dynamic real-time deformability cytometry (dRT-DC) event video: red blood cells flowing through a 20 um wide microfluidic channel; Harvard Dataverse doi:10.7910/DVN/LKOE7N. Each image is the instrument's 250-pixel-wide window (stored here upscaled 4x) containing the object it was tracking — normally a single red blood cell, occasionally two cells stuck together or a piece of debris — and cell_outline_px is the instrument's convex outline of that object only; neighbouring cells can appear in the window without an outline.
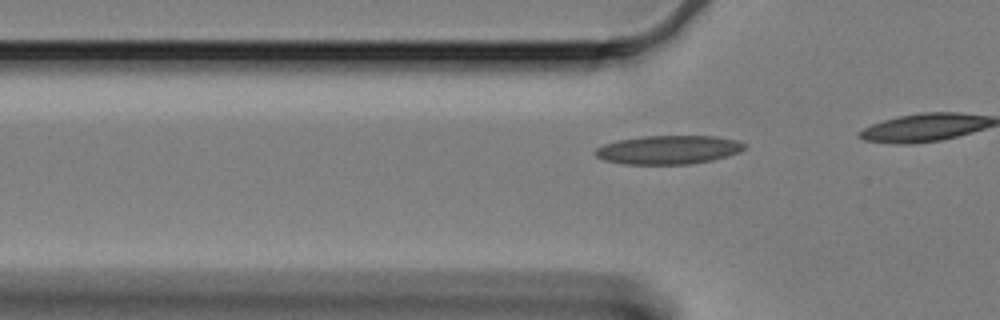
{"species": "Egyptian fruit bat (a non-hibernating species)", "species_latin": "Rousettus aegyptiacus", "temperature_condition": "cold", "stored_images_in_passage": 22, "camera_frame_rate_fps": 3000, "um_per_image_px": 0.085, "animal": {"sex": "female"}, "frame": {"image": 1, "passage_image": 16, "time_ms": 5.0, "image_size_px": [1000, 320], "cell_outline_px": [[748, 144], [740, 152], [712, 160], [688, 164], [624, 164], [604, 160], [596, 156], [592, 152], [596, 148], [604, 144], [616, 140], [640, 136], [716, 136], [736, 140]], "centroid_in_image_um": [56.79, 12.72], "position_along_channel_um": 69.0, "area_um2": 25.09}}
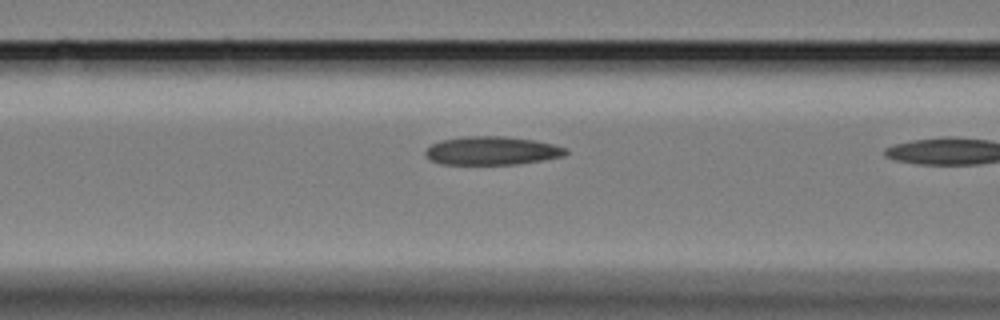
{"frame": {"image": 2, "passage_image": 21, "time_ms": 6.667, "image_size_px": [1000, 320], "cell_outline_px": [[568, 152], [564, 156], [516, 164], [440, 164], [432, 160], [424, 152], [432, 144], [440, 140], [464, 136], [504, 136], [532, 140], [552, 144], [568, 148]], "centroid_in_image_um": [41.81, 12.8], "position_along_channel_um": 124.8, "area_um2": 23.06}}